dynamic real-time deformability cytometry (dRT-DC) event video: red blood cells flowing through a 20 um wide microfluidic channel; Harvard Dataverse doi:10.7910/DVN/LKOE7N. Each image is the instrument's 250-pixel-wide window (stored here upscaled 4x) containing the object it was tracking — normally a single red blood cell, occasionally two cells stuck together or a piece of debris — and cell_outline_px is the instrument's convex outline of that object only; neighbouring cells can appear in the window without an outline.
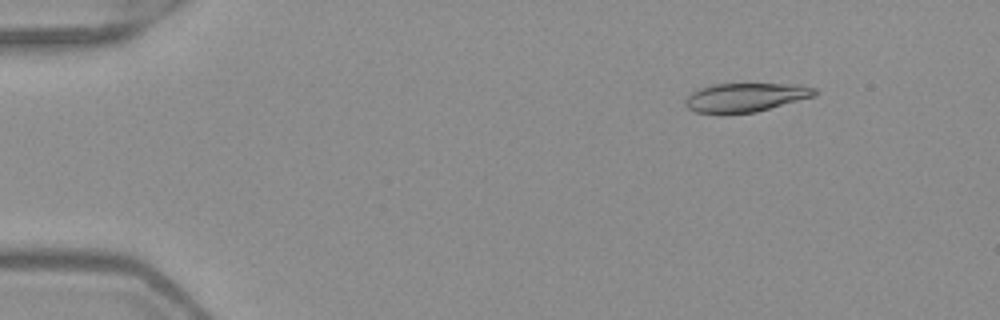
{"species": "Egyptian fruit bat (a non-hibernating species)", "species_latin": "Rousettus aegyptiacus", "temperature_condition": "warm", "stored_images_in_passage": 51, "camera_frame_rate_fps": 3000, "um_per_image_px": 0.085, "frame": {"image": 1, "passage_image": 7, "time_ms": 2.0, "image_size_px": [1000, 320], "cell_outline_px": [[820, 92], [816, 96], [756, 112], [696, 112], [688, 108], [684, 104], [684, 100], [692, 92], [700, 88], [712, 84], [800, 84], [816, 88]], "centroid_in_image_um": [63.44, 8.25], "position_along_channel_um": 21.6, "area_um2": 21.62}}
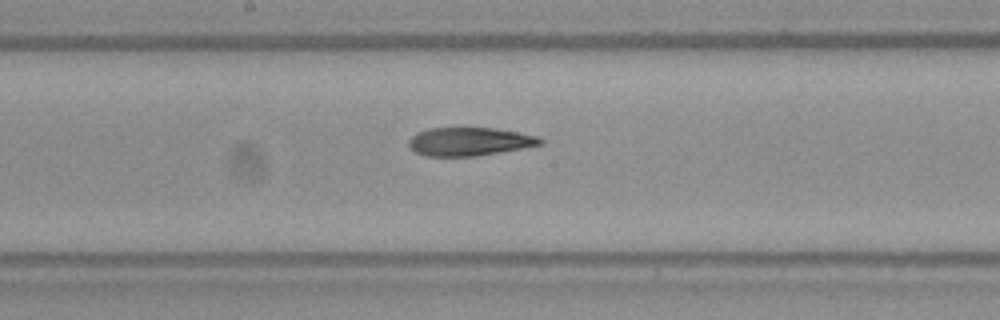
{"frame": {"image": 2, "passage_image": 28, "time_ms": 9.0, "image_size_px": [1000, 320], "cell_outline_px": [[544, 144], [476, 156], [424, 156], [416, 152], [408, 144], [408, 140], [416, 132], [428, 128], [460, 124], [496, 128], [520, 132], [536, 136], [544, 140]], "centroid_in_image_um": [39.87, 11.97], "position_along_channel_um": 208.3, "area_um2": 22.72}}
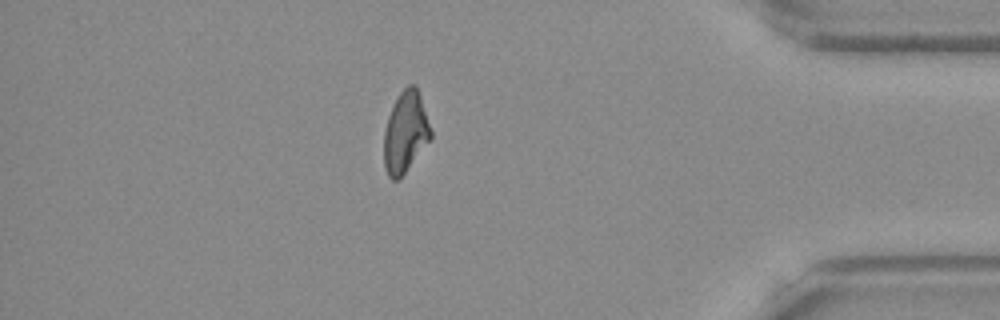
{"frame": {"image": 3, "passage_image": 45, "time_ms": 14.667, "image_size_px": [1000, 320], "cell_outline_px": [[432, 136], [400, 180], [392, 180], [388, 176], [384, 168], [384, 132], [388, 116], [400, 92], [408, 84], [416, 84], [432, 132]], "centroid_in_image_um": [34.45, 11.27], "position_along_channel_um": 400.8, "area_um2": 22.02}, "authors_computed_cell_mechanics": {"area_um2": 22.6576, "velocity_mm_per_s": 4.0104, "shape_relaxation_time_tau1_ms": null, "shape_relaxation_time_tau2_ms": 2.9963, "deformation_change_tau1": null, "deformation_change_tau2": 0.1008}}